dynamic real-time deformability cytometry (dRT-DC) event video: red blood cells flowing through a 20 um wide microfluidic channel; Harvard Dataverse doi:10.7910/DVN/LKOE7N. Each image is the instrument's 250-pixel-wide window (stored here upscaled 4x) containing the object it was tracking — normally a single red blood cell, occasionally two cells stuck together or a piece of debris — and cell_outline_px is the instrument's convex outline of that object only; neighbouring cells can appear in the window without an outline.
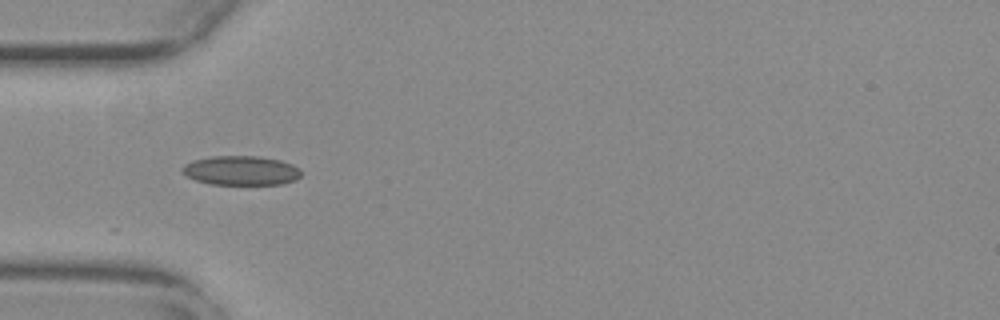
{"species": "common noctule bat (a hibernating species)", "species_latin": "Nyctalus noctula", "temperature_condition": "warm", "stored_images_in_passage": 20, "camera_frame_rate_fps": 3000, "um_per_image_px": 0.085, "animal": {"sex": "female", "body_mass_g": 29.2, "forearm_length_mm": 56.3}, "frame": {"image": 1, "passage_image": 1, "time_ms": 0.0, "image_size_px": [1000, 320], "cell_outline_px": [[300, 176], [296, 180], [284, 184], [212, 184], [196, 180], [180, 172], [180, 168], [184, 164], [192, 160], [212, 156], [256, 156], [280, 160], [292, 164], [300, 168]], "centroid_in_image_um": [20.48, 14.49], "position_along_channel_um": 64.5, "area_um2": 20.4}}
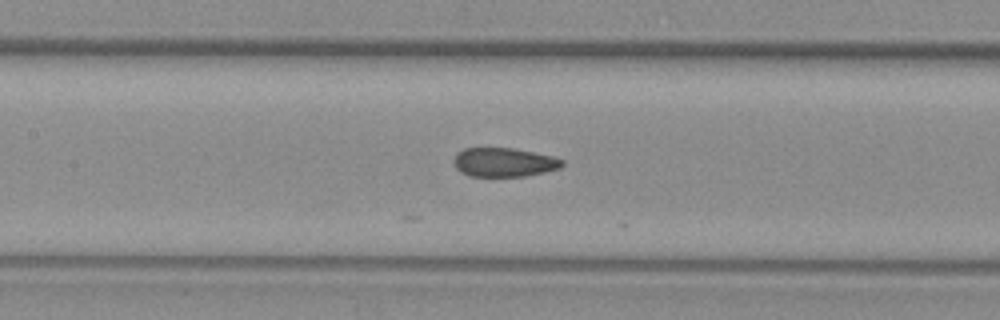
{"frame": {"image": 2, "passage_image": 9, "time_ms": 2.667, "image_size_px": [1000, 320], "cell_outline_px": [[564, 164], [560, 168], [544, 172], [524, 176], [468, 176], [460, 172], [456, 168], [456, 156], [464, 148], [512, 148], [552, 156], [564, 160]], "centroid_in_image_um": [42.87, 13.8], "position_along_channel_um": 164.5, "area_um2": 18.03}}
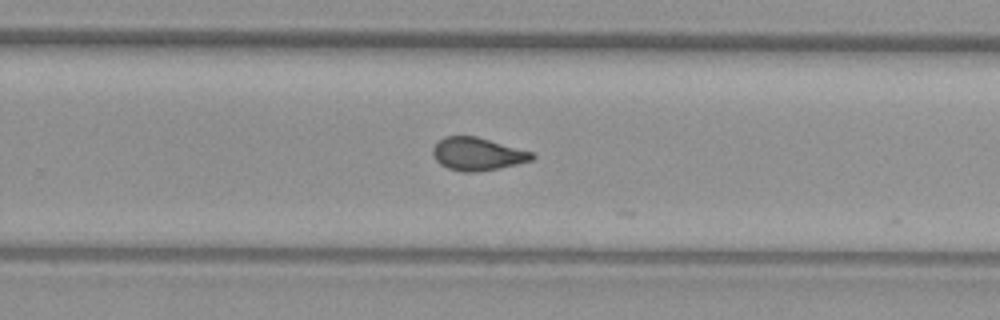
{"frame": {"image": 3, "passage_image": 19, "time_ms": 6.0, "image_size_px": [1000, 320], "cell_outline_px": [[536, 156], [532, 160], [516, 164], [476, 172], [464, 172], [448, 168], [440, 164], [432, 156], [432, 148], [444, 136], [476, 136], [532, 152]], "centroid_in_image_um": [40.55, 13.08], "position_along_channel_um": 289.2, "area_um2": 18.79}}